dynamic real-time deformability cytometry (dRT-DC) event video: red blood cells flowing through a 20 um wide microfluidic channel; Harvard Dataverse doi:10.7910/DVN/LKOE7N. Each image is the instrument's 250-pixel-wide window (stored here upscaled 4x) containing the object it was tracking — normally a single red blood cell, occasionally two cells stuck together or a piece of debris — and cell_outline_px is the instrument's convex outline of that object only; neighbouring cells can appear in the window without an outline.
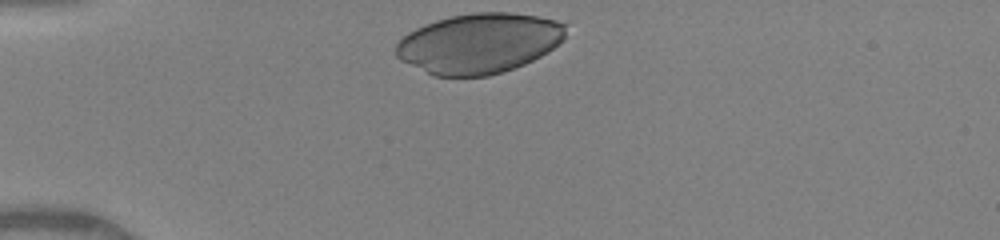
{"species": "human", "species_latin": "Homo sapiens", "temperature_condition": "warm", "stored_images_in_passage": 29, "camera_frame_rate_fps": 3000, "um_per_image_px": 0.085, "donor": {"sex": "female"}, "frame": {"image": 1, "passage_image": 1, "time_ms": 0.0, "image_size_px": [1000, 240], "cell_outline_px": [[564, 40], [540, 56], [524, 64], [488, 76], [432, 76], [400, 60], [396, 56], [396, 44], [408, 32], [424, 24], [436, 20], [452, 16], [472, 12], [512, 12], [536, 16], [556, 20], [564, 24]], "centroid_in_image_um": [40.68, 3.68], "position_along_channel_um": 44.3, "area_um2": 59.3}}